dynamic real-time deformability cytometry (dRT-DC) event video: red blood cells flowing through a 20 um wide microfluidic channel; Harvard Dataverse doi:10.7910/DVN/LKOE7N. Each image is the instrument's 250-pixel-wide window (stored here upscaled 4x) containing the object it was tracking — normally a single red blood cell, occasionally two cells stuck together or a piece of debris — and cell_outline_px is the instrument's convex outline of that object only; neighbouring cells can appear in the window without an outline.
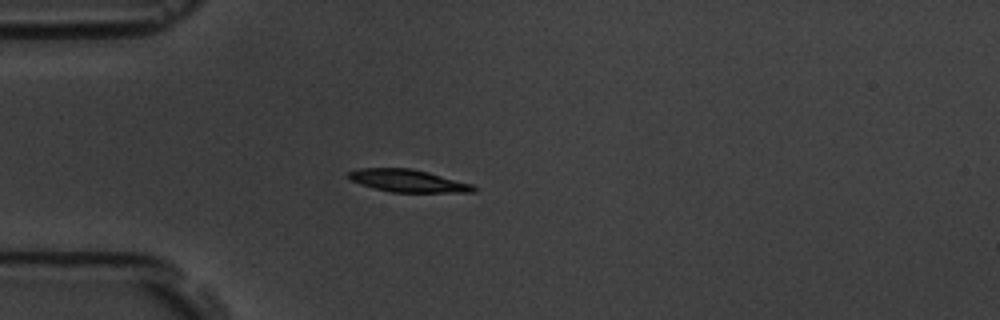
{"species": "common noctule bat (a hibernating species)", "species_latin": "Nyctalus noctula", "temperature_condition": "room temperature", "stored_images_in_passage": 2, "camera_frame_rate_fps": 3000, "um_per_image_px": 0.085, "animal": {"sex": "male", "body_mass_g": 19.5, "forearm_length_mm": 54.6}, "frame": {"image": 1, "passage_image": 1, "time_ms": 0.0, "image_size_px": [1000, 320], "cell_outline_px": [[480, 188], [476, 192], [392, 192], [360, 184], [352, 180], [348, 176], [348, 172], [356, 168], [408, 168], [428, 172], [472, 184]], "centroid_in_image_um": [34.71, 15.37], "position_along_channel_um": 50.3, "area_um2": 16.3}}